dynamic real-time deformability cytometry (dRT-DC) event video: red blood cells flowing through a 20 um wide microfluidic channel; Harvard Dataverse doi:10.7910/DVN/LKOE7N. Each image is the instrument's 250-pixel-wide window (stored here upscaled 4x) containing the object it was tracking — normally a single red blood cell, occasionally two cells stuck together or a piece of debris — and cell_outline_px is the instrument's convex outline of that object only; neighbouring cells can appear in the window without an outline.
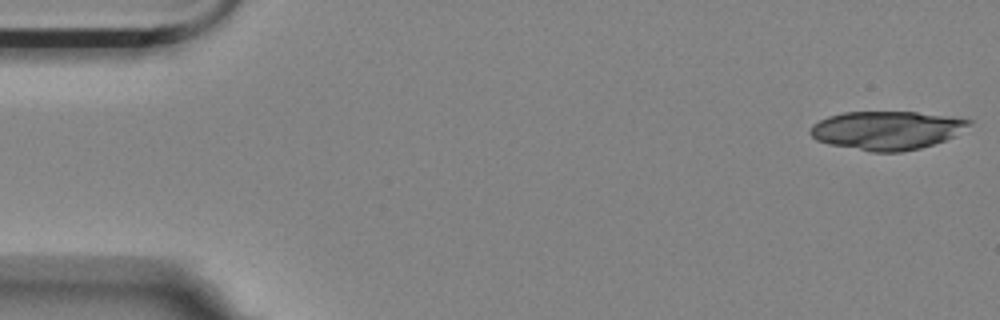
{"species": "Egyptian fruit bat (a non-hibernating species)", "species_latin": "Rousettus aegyptiacus", "temperature_condition": "room temperature", "stored_images_in_passage": 57, "segment_of_instrument_passage": [1, 2], "camera_frame_rate_fps": 3000, "um_per_image_px": 0.085, "animal": {"sex": "female"}, "frame": {"image": 1, "passage_image": 1, "time_ms": 0.0, "image_size_px": [1000, 320], "cell_outline_px": [[972, 124], [952, 136], [944, 140], [920, 148], [900, 152], [872, 152], [828, 144], [816, 140], [808, 132], [812, 124], [828, 116], [844, 112], [916, 112], [972, 120]], "centroid_in_image_um": [75.31, 11.08], "position_along_channel_um": 9.7, "area_um2": 35.43}}